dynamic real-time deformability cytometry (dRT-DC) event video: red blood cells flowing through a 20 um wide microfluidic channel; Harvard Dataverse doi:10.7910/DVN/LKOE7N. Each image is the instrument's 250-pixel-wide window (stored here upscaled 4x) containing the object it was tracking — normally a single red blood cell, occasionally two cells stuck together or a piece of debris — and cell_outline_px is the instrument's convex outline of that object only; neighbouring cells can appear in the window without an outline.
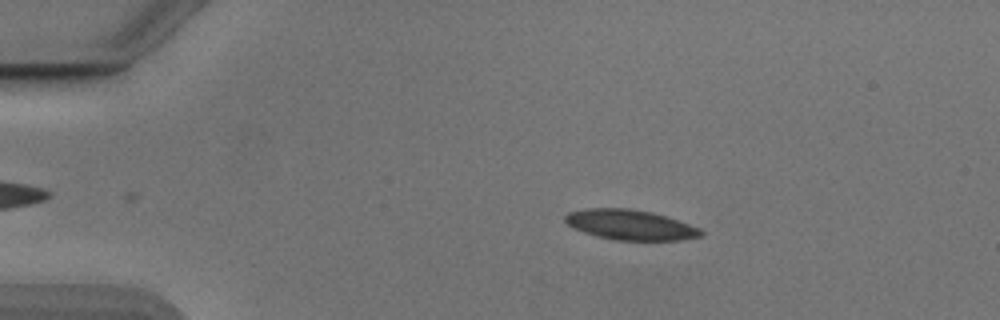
{"species": "Egyptian fruit bat (a non-hibernating species)", "species_latin": "Rousettus aegyptiacus", "temperature_condition": "cold", "stored_images_in_passage": 47, "camera_frame_rate_fps": 3000, "um_per_image_px": 0.085, "animal": {"sex": "male"}, "frame": {"image": 1, "passage_image": 10, "time_ms": 3.0, "image_size_px": [1000, 320], "cell_outline_px": [[704, 236], [680, 240], [616, 240], [596, 236], [584, 232], [568, 224], [564, 220], [564, 216], [568, 212], [588, 208], [628, 208], [652, 212], [700, 228], [704, 232]], "centroid_in_image_um": [53.58, 19.11], "position_along_channel_um": 31.4, "area_um2": 23.7}}
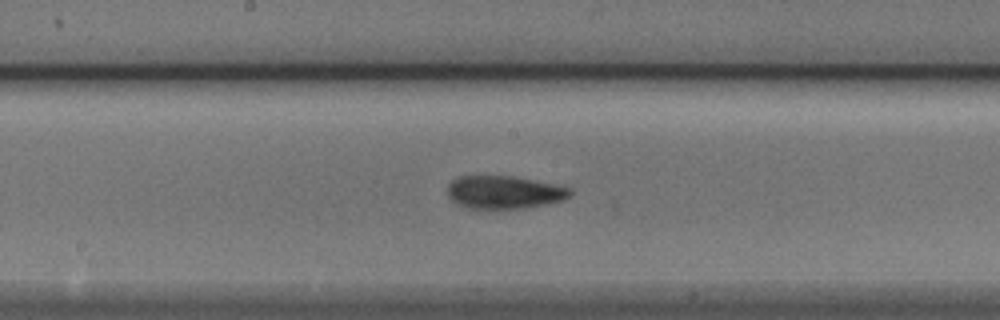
{"frame": {"image": 2, "passage_image": 28, "time_ms": 9.0, "image_size_px": [1000, 320], "cell_outline_px": [[572, 192], [564, 200], [548, 204], [528, 208], [464, 208], [456, 204], [448, 196], [448, 184], [452, 180], [460, 176], [512, 176], [572, 188]], "centroid_in_image_um": [42.84, 16.35], "position_along_channel_um": 205.4, "area_um2": 23.52}}
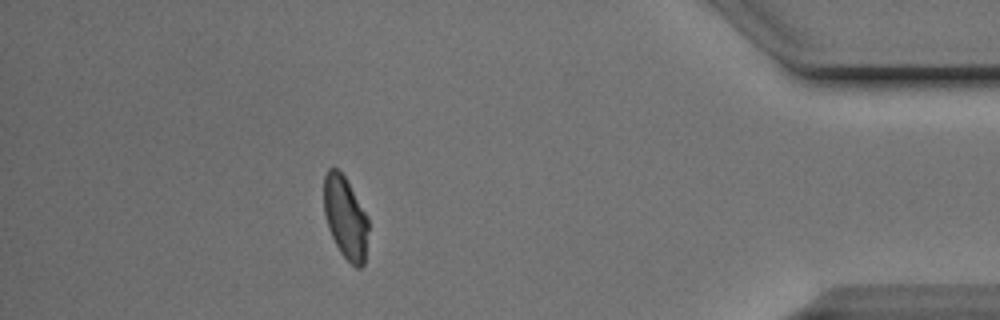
{"frame": {"image": 3, "passage_image": 47, "time_ms": 15.333, "image_size_px": [1000, 320], "cell_outline_px": [[368, 228], [364, 264], [360, 268], [356, 268], [340, 252], [328, 228], [324, 212], [324, 176], [328, 168], [336, 168], [344, 176], [368, 216]], "centroid_in_image_um": [29.36, 18.49], "position_along_channel_um": 405.8, "area_um2": 21.15}, "authors_computed_cell_mechanics": {"area_um2": 23.6402, "velocity_mm_per_s": 3.8702, "shape_relaxation_time_tau1_ms": 4.3846, "shape_relaxation_time_tau2_ms": 1.4389, "deformation_change_tau1": 0.1136, "deformation_change_tau2": 0.0648}}